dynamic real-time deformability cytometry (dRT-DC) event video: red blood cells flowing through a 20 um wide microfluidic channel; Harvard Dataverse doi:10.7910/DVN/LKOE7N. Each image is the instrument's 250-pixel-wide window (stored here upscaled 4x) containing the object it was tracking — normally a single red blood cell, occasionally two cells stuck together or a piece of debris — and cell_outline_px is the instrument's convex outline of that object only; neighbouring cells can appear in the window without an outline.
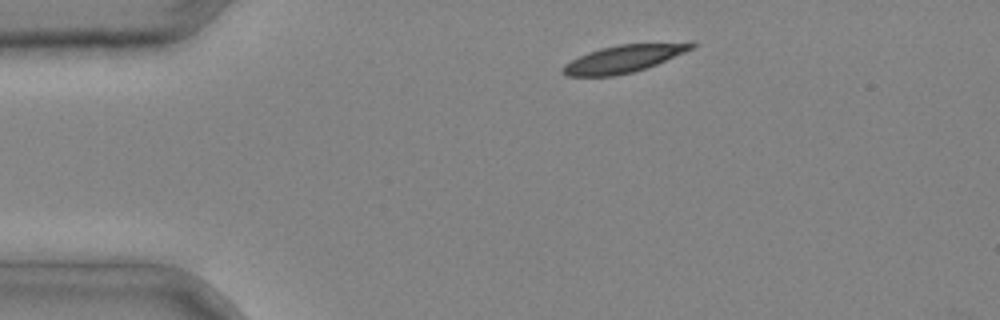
{"species": "common noctule bat (a hibernating species)", "species_latin": "Nyctalus noctula", "temperature_condition": "cold", "stored_images_in_passage": 3, "camera_frame_rate_fps": 3000, "um_per_image_px": 0.085, "animal": {"sex": "male", "body_mass_g": 20.4}, "frame": {"image": 1, "passage_image": 2, "time_ms": 0.333, "image_size_px": [1000, 320], "cell_outline_px": [[696, 44], [692, 48], [684, 52], [656, 64], [632, 72], [612, 76], [568, 76], [560, 72], [564, 64], [588, 52], [600, 48], [620, 44], [692, 40]], "centroid_in_image_um": [53.07, 4.95], "position_along_channel_um": 31.9, "area_um2": 20.81}}